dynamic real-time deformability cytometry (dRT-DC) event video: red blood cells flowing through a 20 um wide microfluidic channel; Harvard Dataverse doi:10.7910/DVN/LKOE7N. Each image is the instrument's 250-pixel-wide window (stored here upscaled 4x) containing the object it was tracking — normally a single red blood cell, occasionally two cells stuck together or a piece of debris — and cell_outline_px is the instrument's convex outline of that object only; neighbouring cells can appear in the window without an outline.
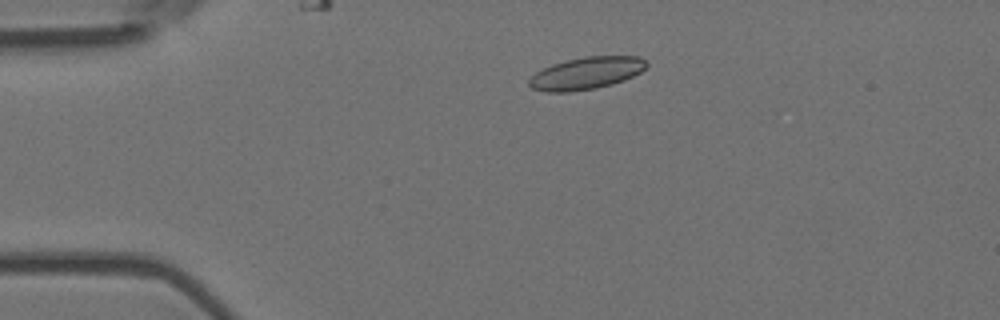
{"species": "Egyptian fruit bat (a non-hibernating species)", "species_latin": "Rousettus aegyptiacus", "temperature_condition": "room temperature", "stored_images_in_passage": 4, "camera_frame_rate_fps": 3000, "um_per_image_px": 0.085, "animal": {"sex": "female"}, "frame": {"image": 1, "passage_image": 3, "time_ms": 0.667, "image_size_px": [1000, 320], "cell_outline_px": [[648, 64], [640, 72], [624, 80], [612, 84], [596, 88], [568, 92], [544, 92], [532, 88], [528, 84], [528, 80], [536, 72], [552, 64], [584, 56], [640, 56]], "centroid_in_image_um": [49.82, 6.22], "position_along_channel_um": 35.2, "area_um2": 21.96}}